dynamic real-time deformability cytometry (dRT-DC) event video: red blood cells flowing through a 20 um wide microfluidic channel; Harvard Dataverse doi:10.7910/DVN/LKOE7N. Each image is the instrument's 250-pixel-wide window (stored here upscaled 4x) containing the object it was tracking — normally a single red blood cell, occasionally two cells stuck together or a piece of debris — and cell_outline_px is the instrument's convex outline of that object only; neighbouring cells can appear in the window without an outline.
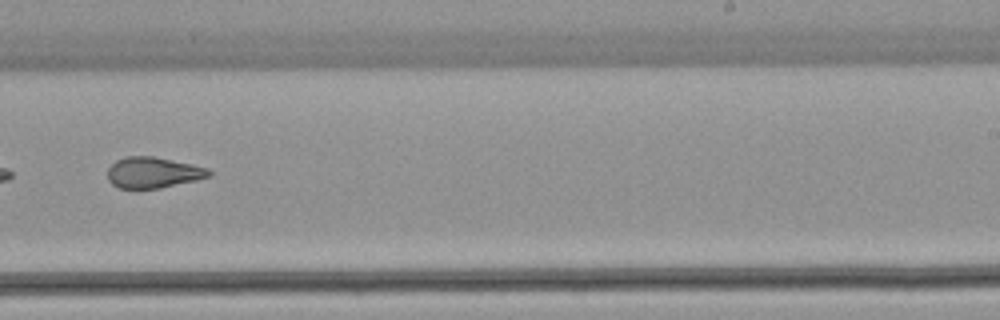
{"species": "common noctule bat (a hibernating species)", "species_latin": "Nyctalus noctula", "temperature_condition": "warm", "stored_images_in_passage": 43, "camera_frame_rate_fps": 3000, "um_per_image_px": 0.085, "animal": {"sex": "female", "body_mass_g": 22.7, "forearm_length_mm": 54.2}, "frame": {"image": 1, "passage_image": 25, "time_ms": 8.0, "image_size_px": [1000, 320], "cell_outline_px": [[212, 176], [196, 180], [160, 188], [120, 188], [112, 184], [108, 180], [108, 168], [116, 160], [128, 156], [152, 156], [192, 164], [208, 168], [212, 172]], "centroid_in_image_um": [13.03, 14.66], "position_along_channel_um": 276.0, "area_um2": 18.21}}
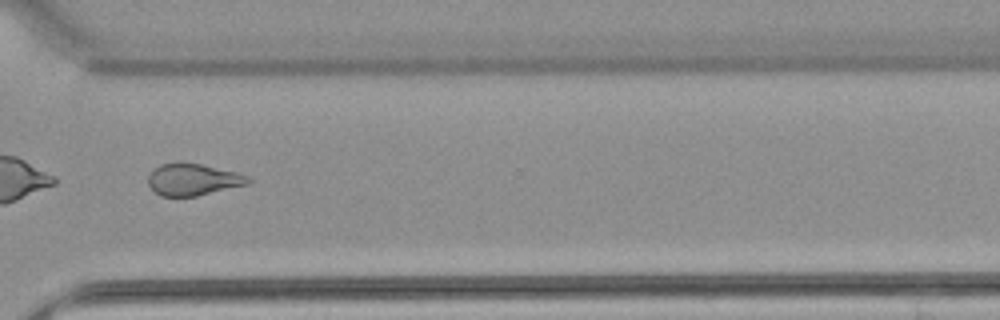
{"frame": {"image": 2, "passage_image": 31, "time_ms": 10.0, "image_size_px": [1000, 320], "cell_outline_px": [[252, 180], [248, 184], [196, 196], [160, 196], [148, 184], [148, 176], [160, 164], [200, 164], [236, 172], [248, 176]], "centroid_in_image_um": [16.43, 15.28], "position_along_channel_um": 354.2, "area_um2": 18.03}, "authors_computed_cell_mechanics": {"area_um2": 19.652, "velocity_mm_per_s": 3.894, "shape_relaxation_time_tau1_ms": null, "shape_relaxation_time_tau2_ms": 2.4268, "deformation_change_tau1": null, "deformation_change_tau2": 0.1027}}